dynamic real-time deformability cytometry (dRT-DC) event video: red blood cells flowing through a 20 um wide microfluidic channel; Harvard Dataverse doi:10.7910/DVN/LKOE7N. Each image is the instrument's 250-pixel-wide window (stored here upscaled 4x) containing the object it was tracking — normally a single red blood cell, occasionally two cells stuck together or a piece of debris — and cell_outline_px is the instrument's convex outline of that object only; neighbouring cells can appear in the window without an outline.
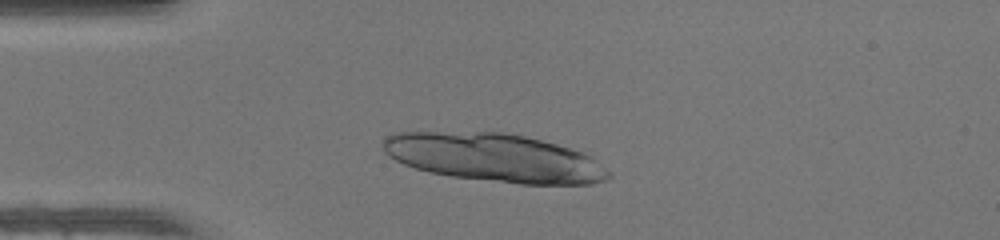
{"species": "human", "species_latin": "Homo sapiens", "temperature_condition": "warm", "stored_images_in_passage": 31, "camera_frame_rate_fps": 3000, "um_per_image_px": 0.085, "donor": {"sex": "female"}, "frame": {"image": 1, "passage_image": 8, "time_ms": 2.333, "image_size_px": [1000, 240], "cell_outline_px": [[612, 176], [608, 180], [592, 184], [520, 184], [452, 176], [428, 172], [404, 164], [396, 160], [384, 152], [384, 140], [388, 136], [396, 132], [500, 132], [524, 136], [556, 144], [592, 156]], "centroid_in_image_um": [42.04, 13.41], "position_along_channel_um": 43.0, "area_um2": 63.0}}